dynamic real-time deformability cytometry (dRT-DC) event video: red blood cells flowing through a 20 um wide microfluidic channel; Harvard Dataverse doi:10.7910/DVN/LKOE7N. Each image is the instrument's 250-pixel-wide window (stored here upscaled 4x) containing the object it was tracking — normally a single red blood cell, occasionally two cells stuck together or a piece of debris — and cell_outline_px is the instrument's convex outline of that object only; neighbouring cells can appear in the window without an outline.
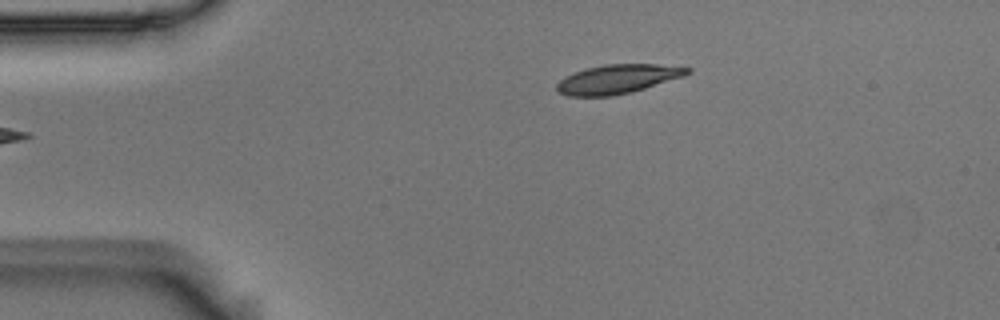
{"species": "Egyptian fruit bat (a non-hibernating species)", "species_latin": "Rousettus aegyptiacus", "temperature_condition": "room temperature", "stored_images_in_passage": 3, "camera_frame_rate_fps": 3000, "um_per_image_px": 0.085, "animal": {"sex": "male"}, "frame": {"image": 1, "passage_image": 1, "time_ms": 0.0, "image_size_px": [1000, 320], "cell_outline_px": [[692, 72], [684, 76], [632, 92], [612, 96], [568, 96], [560, 92], [556, 88], [556, 84], [560, 80], [576, 72], [588, 68], [604, 64], [656, 64], [692, 68]], "centroid_in_image_um": [52.54, 6.72], "position_along_channel_um": 32.5, "area_um2": 21.91}}
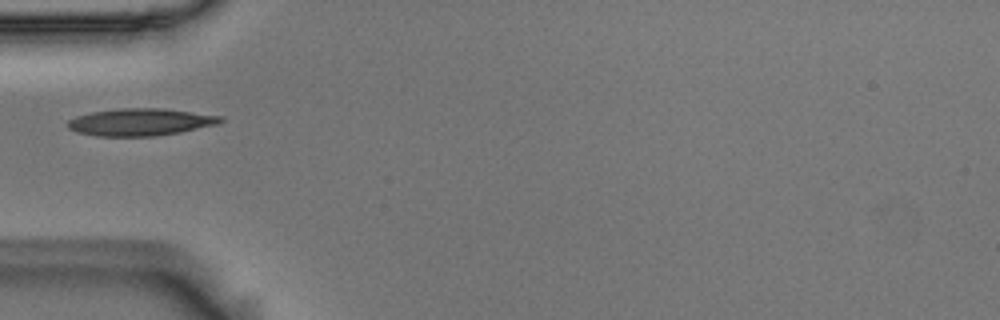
{"frame": {"image": 2, "passage_image": 3, "time_ms": 0.667, "image_size_px": [1000, 320], "cell_outline_px": [[224, 120], [216, 124], [180, 132], [156, 136], [96, 136], [76, 132], [68, 128], [68, 120], [76, 116], [92, 112], [120, 108], [164, 108], [224, 116]], "centroid_in_image_um": [11.94, 10.37], "position_along_channel_um": 73.1, "area_um2": 24.28}}